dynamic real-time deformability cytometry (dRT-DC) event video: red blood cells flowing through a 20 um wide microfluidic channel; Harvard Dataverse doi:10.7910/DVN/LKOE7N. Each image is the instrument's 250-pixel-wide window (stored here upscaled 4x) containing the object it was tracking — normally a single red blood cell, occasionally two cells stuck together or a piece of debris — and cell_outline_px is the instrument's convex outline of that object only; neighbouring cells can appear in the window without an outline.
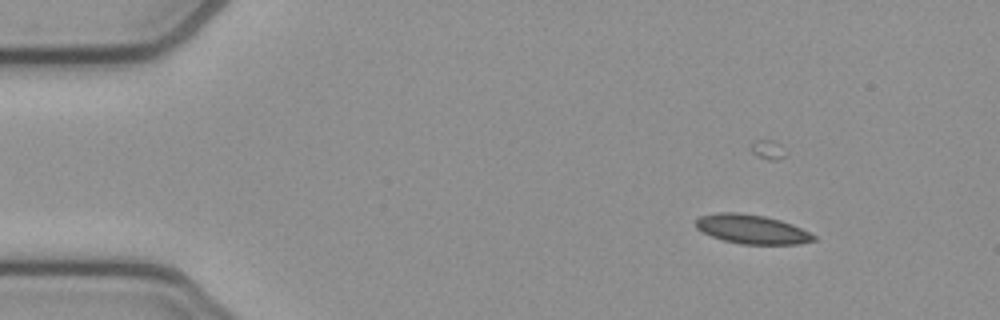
{"species": "common noctule bat (a hibernating species)", "species_latin": "Nyctalus noctula", "temperature_condition": "cold", "stored_images_in_passage": 48, "camera_frame_rate_fps": 3000, "um_per_image_px": 0.085, "animal": {"sex": "female", "body_mass_g": 21.9}, "frame": {"image": 1, "passage_image": 1, "time_ms": 0.0, "image_size_px": [1000, 320], "cell_outline_px": [[816, 240], [800, 244], [740, 244], [724, 240], [712, 236], [696, 228], [696, 220], [700, 216], [716, 212], [740, 212], [764, 216], [780, 220], [792, 224], [816, 236]], "centroid_in_image_um": [63.91, 19.48], "position_along_channel_um": 21.1, "area_um2": 19.94}}
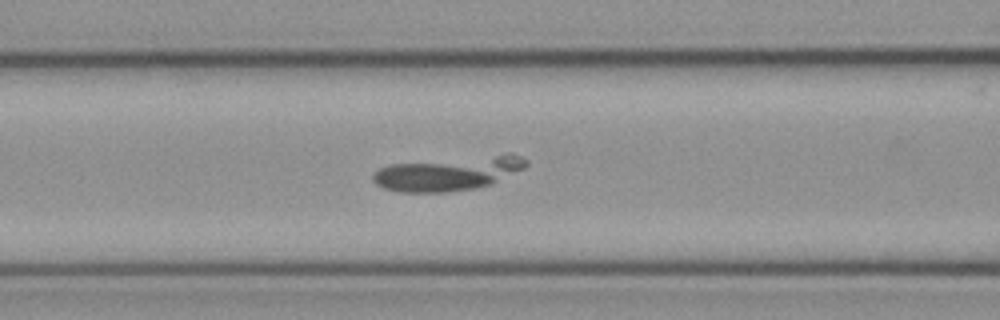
{"frame": {"image": 2, "passage_image": 16, "time_ms": 5.0, "image_size_px": [1000, 320], "cell_outline_px": [[528, 164], [524, 168], [488, 184], [476, 188], [448, 192], [400, 192], [384, 188], [376, 184], [372, 180], [372, 176], [380, 168], [388, 164], [508, 152], [512, 152], [528, 160]], "centroid_in_image_um": [38.12, 14.7], "position_along_channel_um": 128.5, "area_um2": 30.75}}
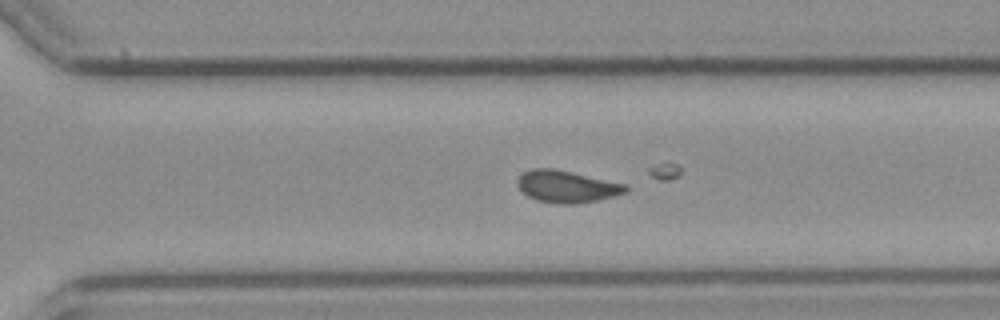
{"frame": {"image": 3, "passage_image": 31, "time_ms": 10.0, "image_size_px": [1000, 320], "cell_outline_px": [[628, 192], [596, 200], [576, 204], [556, 204], [536, 200], [528, 196], [516, 184], [516, 180], [524, 172], [532, 168], [552, 168], [572, 172], [628, 184]], "centroid_in_image_um": [48.18, 15.85], "position_along_channel_um": 322.4, "area_um2": 20.23}}